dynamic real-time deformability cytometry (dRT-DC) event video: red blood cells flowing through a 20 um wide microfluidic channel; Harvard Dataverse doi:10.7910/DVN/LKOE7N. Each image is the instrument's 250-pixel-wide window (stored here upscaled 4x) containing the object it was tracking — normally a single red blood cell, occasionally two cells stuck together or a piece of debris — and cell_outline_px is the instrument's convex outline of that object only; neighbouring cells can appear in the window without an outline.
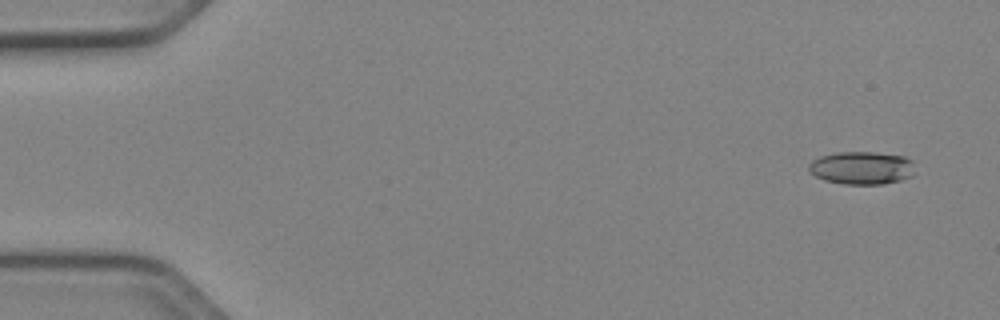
{"species": "Egyptian fruit bat (a non-hibernating species)", "species_latin": "Rousettus aegyptiacus", "temperature_condition": "cold", "stored_images_in_passage": 52, "camera_frame_rate_fps": 3000, "um_per_image_px": 0.085, "animal": {"sex": "female"}, "frame": {"image": 1, "passage_image": 3, "time_ms": 0.667, "image_size_px": [1000, 320], "cell_outline_px": [[912, 176], [900, 180], [884, 184], [844, 184], [824, 180], [816, 176], [808, 168], [808, 164], [812, 160], [820, 156], [836, 152], [876, 152], [904, 156], [912, 160]], "centroid_in_image_um": [73.23, 14.26], "position_along_channel_um": 11.8, "area_um2": 20.35}}
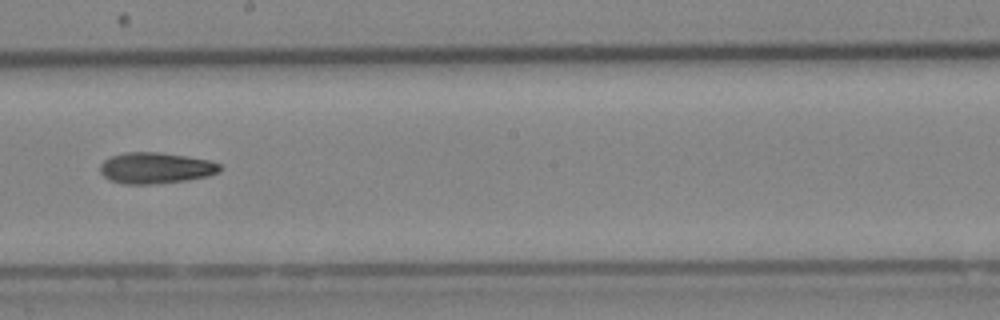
{"frame": {"image": 2, "passage_image": 30, "time_ms": 9.667, "image_size_px": [1000, 320], "cell_outline_px": [[220, 172], [208, 176], [184, 180], [152, 184], [124, 184], [108, 180], [100, 172], [100, 164], [104, 160], [112, 156], [124, 152], [160, 152], [188, 156], [208, 160], [220, 164]], "centroid_in_image_um": [13.2, 14.27], "position_along_channel_um": 235.0, "area_um2": 21.73}}
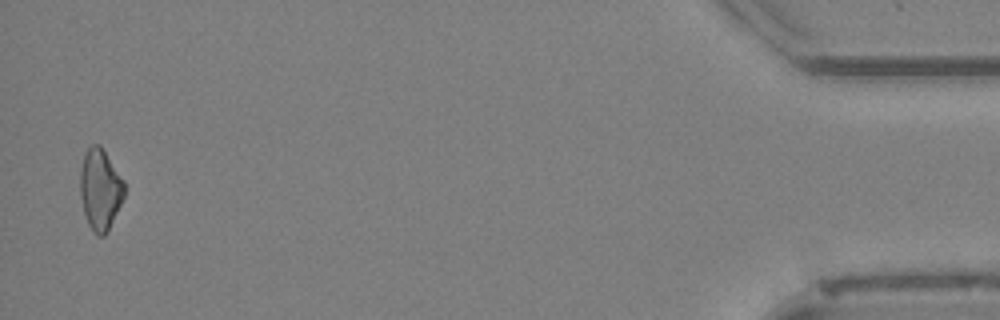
{"frame": {"image": 3, "passage_image": 51, "time_ms": 16.667, "image_size_px": [1000, 320], "cell_outline_px": [[124, 196], [104, 236], [96, 236], [92, 232], [88, 224], [84, 212], [80, 196], [80, 168], [84, 152], [92, 144], [100, 144], [124, 180]], "centroid_in_image_um": [8.49, 16.07], "position_along_channel_um": 426.7, "area_um2": 20.81}}